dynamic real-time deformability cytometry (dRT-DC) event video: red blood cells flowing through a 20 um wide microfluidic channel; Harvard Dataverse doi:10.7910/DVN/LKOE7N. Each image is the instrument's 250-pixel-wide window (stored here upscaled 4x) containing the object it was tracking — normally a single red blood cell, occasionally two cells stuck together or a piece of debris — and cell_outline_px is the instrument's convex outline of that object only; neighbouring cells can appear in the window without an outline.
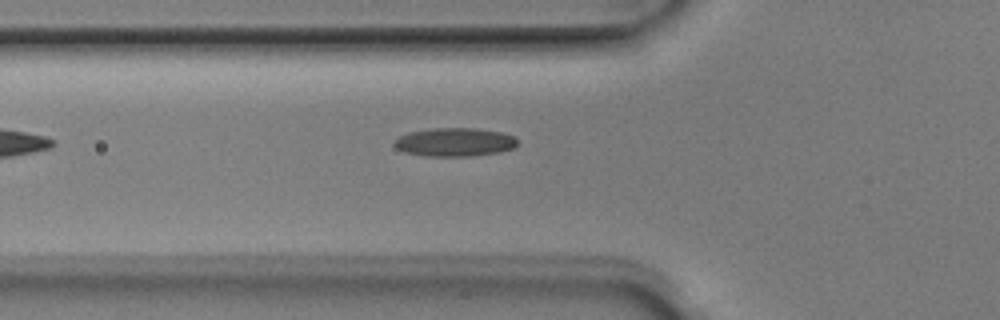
{"species": "Egyptian fruit bat (a non-hibernating species)", "species_latin": "Rousettus aegyptiacus", "temperature_condition": "room temperature", "stored_images_in_passage": 5, "camera_frame_rate_fps": 3000, "um_per_image_px": 0.085, "animal": {"sex": "male"}, "frame": {"image": 1, "passage_image": 5, "time_ms": 1.333, "image_size_px": [1000, 320], "cell_outline_px": [[516, 144], [512, 148], [500, 152], [468, 156], [428, 156], [404, 152], [396, 148], [392, 144], [400, 136], [408, 132], [432, 128], [476, 128], [500, 132], [512, 136], [516, 140]], "centroid_in_image_um": [38.6, 12.08], "position_along_channel_um": 87.2, "area_um2": 20.29}}